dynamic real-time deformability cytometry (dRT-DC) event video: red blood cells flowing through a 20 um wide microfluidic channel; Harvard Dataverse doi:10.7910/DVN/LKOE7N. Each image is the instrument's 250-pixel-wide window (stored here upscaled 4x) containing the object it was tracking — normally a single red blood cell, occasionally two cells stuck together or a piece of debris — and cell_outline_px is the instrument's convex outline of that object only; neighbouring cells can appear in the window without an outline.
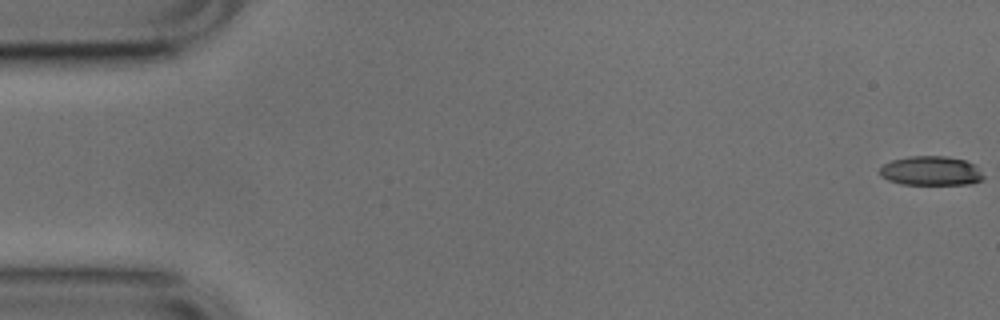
{"species": "common noctule bat (a hibernating species)", "species_latin": "Nyctalus noctula", "temperature_condition": "cold", "stored_images_in_passage": 48, "camera_frame_rate_fps": 3000, "um_per_image_px": 0.085, "animal": {"sex": "male", "body_mass_g": 17.9, "forearm_length_mm": 54.2}, "frame": {"image": 1, "passage_image": 1, "time_ms": 0.0, "image_size_px": [1000, 320], "cell_outline_px": [[984, 180], [972, 184], [900, 184], [888, 180], [880, 176], [880, 168], [884, 164], [892, 160], [908, 156], [948, 156], [964, 160], [972, 164], [984, 176]], "centroid_in_image_um": [79.11, 14.53], "position_along_channel_um": 5.9, "area_um2": 17.69}}
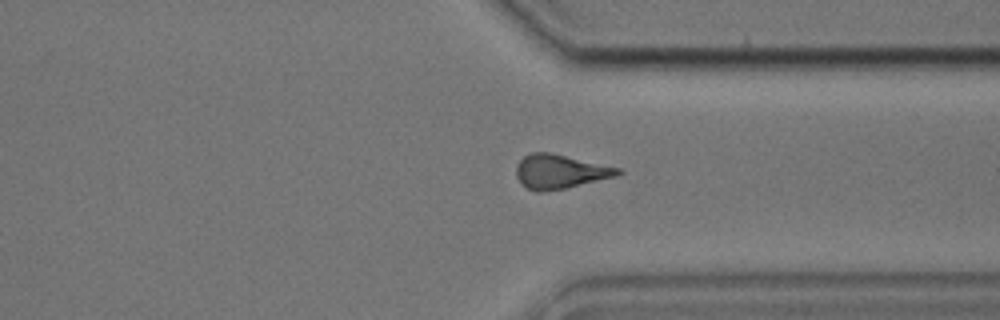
{"frame": {"image": 2, "passage_image": 40, "time_ms": 13.0, "image_size_px": [1000, 320], "cell_outline_px": [[624, 172], [616, 176], [564, 188], [544, 192], [536, 192], [520, 184], [516, 176], [516, 164], [524, 156], [532, 152], [548, 152], [620, 168]], "centroid_in_image_um": [47.55, 14.59], "position_along_channel_um": 363.8, "area_um2": 20.06}}
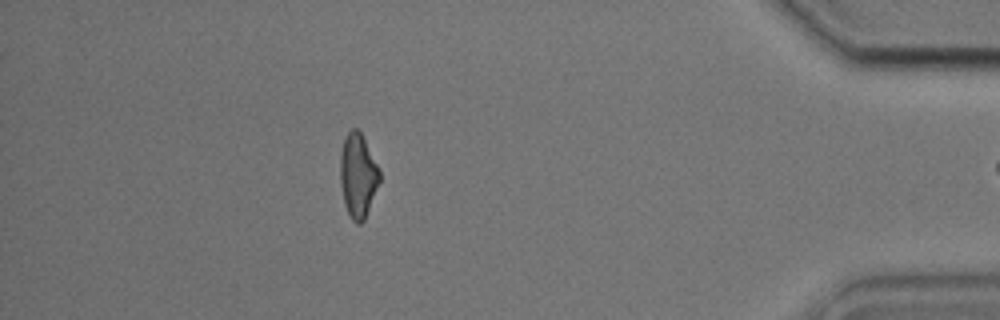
{"frame": {"image": 3, "passage_image": 47, "time_ms": 15.333, "image_size_px": [1000, 320], "cell_outline_px": [[380, 180], [364, 220], [360, 224], [356, 224], [352, 220], [344, 204], [340, 184], [340, 156], [344, 140], [348, 132], [352, 128], [356, 128], [360, 132], [380, 168]], "centroid_in_image_um": [30.42, 14.93], "position_along_channel_um": 404.8, "area_um2": 19.19}}